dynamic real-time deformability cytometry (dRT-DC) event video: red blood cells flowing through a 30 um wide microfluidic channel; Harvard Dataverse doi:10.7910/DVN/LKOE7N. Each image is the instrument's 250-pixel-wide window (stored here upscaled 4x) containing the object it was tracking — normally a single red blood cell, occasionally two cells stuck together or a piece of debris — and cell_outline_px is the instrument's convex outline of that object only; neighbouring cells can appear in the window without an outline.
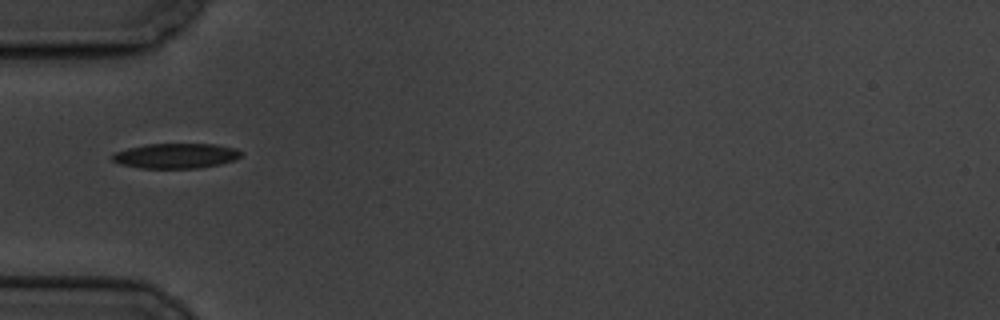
{"species": "common noctule bat (a hibernating species)", "species_latin": "Nyctalus noctula", "temperature_condition": "cold", "stored_images_in_passage": 4, "camera_frame_rate_fps": 3000, "um_per_image_px": 0.085, "animal": {"sex": "male", "body_mass_g": 19.5, "forearm_length_mm": 54.6}, "frame": {"image": 1, "passage_image": 2, "time_ms": 1.333, "image_size_px": [1000, 320], "cell_outline_px": [[244, 152], [240, 156], [232, 160], [220, 164], [200, 168], [140, 168], [120, 164], [112, 160], [112, 156], [116, 152], [128, 148], [144, 144], [216, 144], [236, 148]], "centroid_in_image_um": [14.96, 13.24], "position_along_channel_um": 70.0, "area_um2": 18.79}}
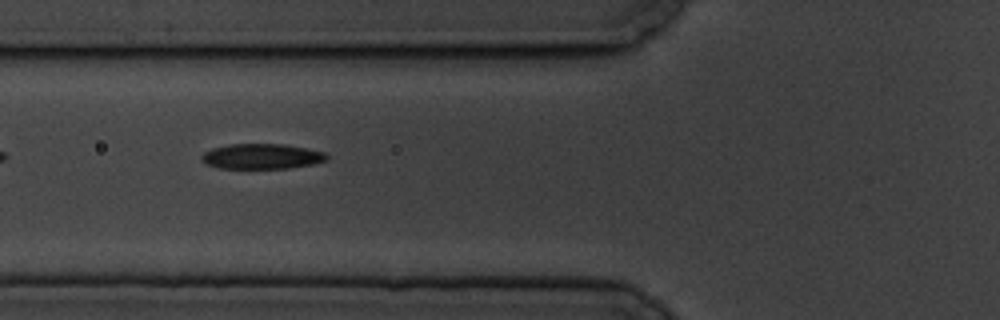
{"frame": {"image": 2, "passage_image": 3, "time_ms": 2.333, "image_size_px": [1000, 320], "cell_outline_px": [[328, 160], [312, 164], [288, 168], [220, 168], [204, 164], [200, 160], [200, 156], [204, 152], [212, 148], [228, 144], [284, 144], [308, 148], [324, 152], [328, 156]], "centroid_in_image_um": [22.22, 13.29], "position_along_channel_um": 103.6, "area_um2": 18.55}}
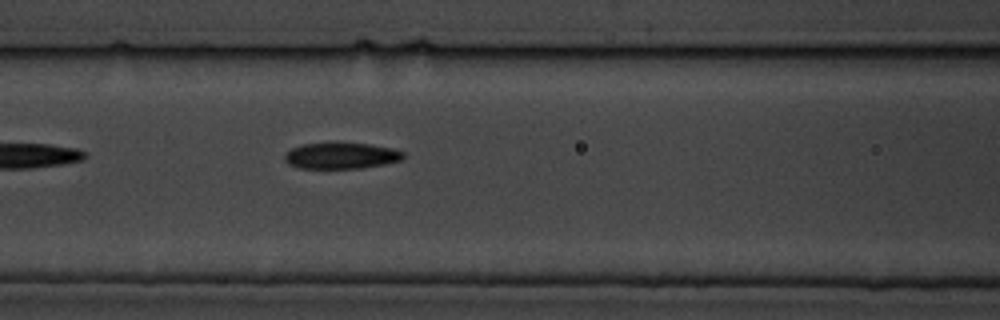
{"frame": {"image": 3, "passage_image": 4, "time_ms": 3.333, "image_size_px": [1000, 320], "cell_outline_px": [[404, 160], [384, 164], [360, 168], [300, 168], [288, 164], [284, 160], [284, 156], [292, 148], [304, 144], [336, 140], [372, 144], [392, 148], [404, 152]], "centroid_in_image_um": [29.02, 13.19], "position_along_channel_um": 137.6, "area_um2": 18.79}}